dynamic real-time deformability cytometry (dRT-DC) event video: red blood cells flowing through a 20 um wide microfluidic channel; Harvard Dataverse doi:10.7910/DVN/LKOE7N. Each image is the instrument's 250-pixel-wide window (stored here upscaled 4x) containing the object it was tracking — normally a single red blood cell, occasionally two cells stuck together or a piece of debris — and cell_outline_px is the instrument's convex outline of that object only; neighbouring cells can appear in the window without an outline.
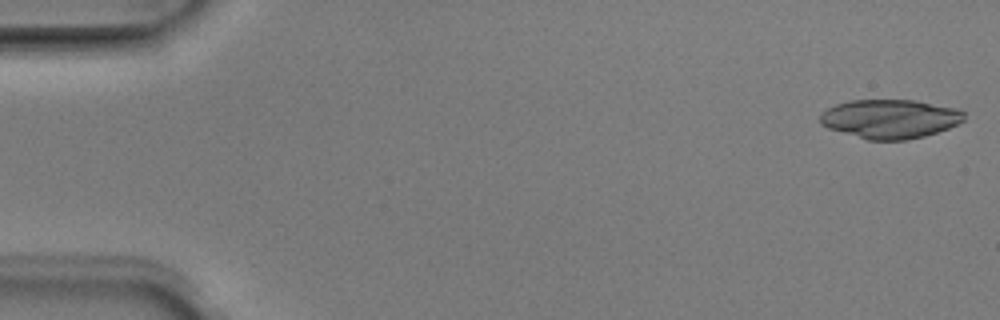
{"species": "Egyptian fruit bat (a non-hibernating species)", "species_latin": "Rousettus aegyptiacus", "temperature_condition": "room temperature", "stored_images_in_passage": 50, "camera_frame_rate_fps": 3000, "um_per_image_px": 0.085, "animal": {"sex": "male"}, "frame": {"image": 1, "passage_image": 1, "time_ms": 0.0, "image_size_px": [1000, 320], "cell_outline_px": [[964, 120], [948, 128], [924, 136], [908, 140], [868, 140], [828, 128], [820, 124], [820, 116], [828, 108], [836, 104], [848, 100], [916, 100], [956, 108], [964, 112]], "centroid_in_image_um": [75.65, 10.1], "position_along_channel_um": 9.4, "area_um2": 32.66}}